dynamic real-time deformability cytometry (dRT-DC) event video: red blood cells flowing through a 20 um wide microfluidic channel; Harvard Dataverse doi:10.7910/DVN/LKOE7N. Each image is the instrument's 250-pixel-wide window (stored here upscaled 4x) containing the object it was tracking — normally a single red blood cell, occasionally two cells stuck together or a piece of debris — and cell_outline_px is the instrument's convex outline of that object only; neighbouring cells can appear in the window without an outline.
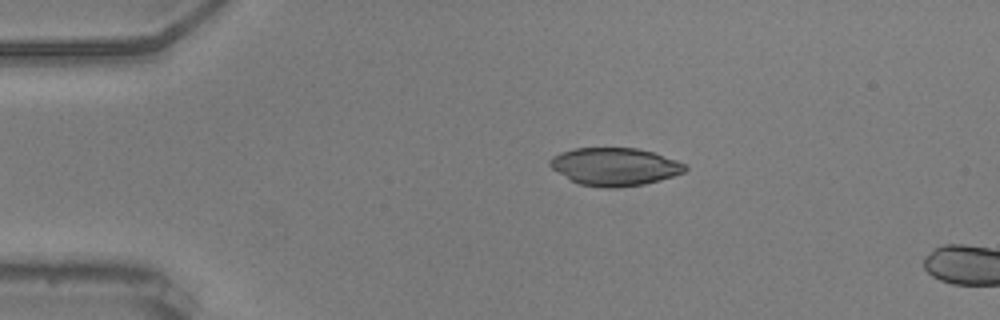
{"species": "common noctule bat (a hibernating species)", "species_latin": "Nyctalus noctula", "temperature_condition": "warm", "stored_images_in_passage": 4, "camera_frame_rate_fps": 3000, "um_per_image_px": 0.085, "animal": {"sex": "male", "body_mass_g": 20.5, "forearm_length_mm": 52.5}, "frame": {"image": 1, "passage_image": 1, "time_ms": 0.0, "image_size_px": [1000, 320], "cell_outline_px": [[688, 168], [684, 172], [660, 180], [644, 184], [616, 188], [604, 188], [580, 184], [572, 180], [552, 168], [548, 164], [548, 160], [552, 156], [560, 152], [576, 148], [636, 148], [652, 152], [676, 160], [684, 164]], "centroid_in_image_um": [52.24, 14.16], "position_along_channel_um": 32.8, "area_um2": 29.59}}